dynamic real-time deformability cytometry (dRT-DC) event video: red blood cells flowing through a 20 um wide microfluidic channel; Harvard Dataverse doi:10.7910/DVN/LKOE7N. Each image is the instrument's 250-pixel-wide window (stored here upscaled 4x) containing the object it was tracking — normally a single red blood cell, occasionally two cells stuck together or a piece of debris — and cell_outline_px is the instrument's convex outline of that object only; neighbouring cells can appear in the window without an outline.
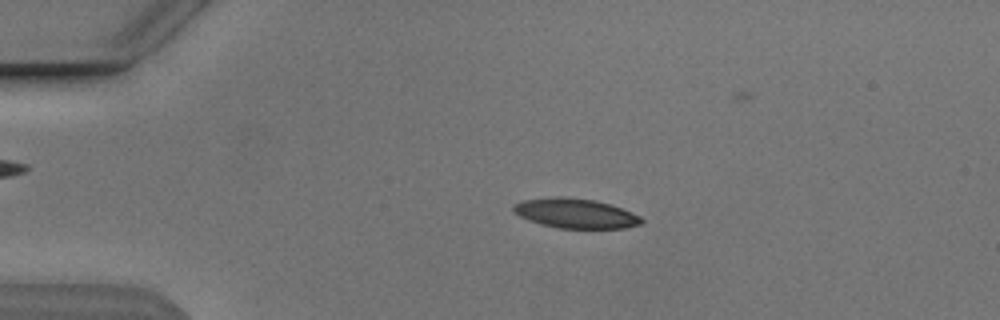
{"species": "Egyptian fruit bat (a non-hibernating species)", "species_latin": "Rousettus aegyptiacus", "temperature_condition": "cold", "stored_images_in_passage": 20, "camera_frame_rate_fps": 3000, "um_per_image_px": 0.085, "animal": {"sex": "male"}, "frame": {"image": 1, "passage_image": 11, "time_ms": 3.333, "image_size_px": [1000, 320], "cell_outline_px": [[644, 220], [640, 224], [624, 228], [560, 228], [540, 224], [528, 220], [512, 212], [512, 204], [524, 200], [560, 196], [564, 196], [596, 200], [632, 212], [640, 216]], "centroid_in_image_um": [48.88, 18.13], "position_along_channel_um": 36.1, "area_um2": 22.14}}
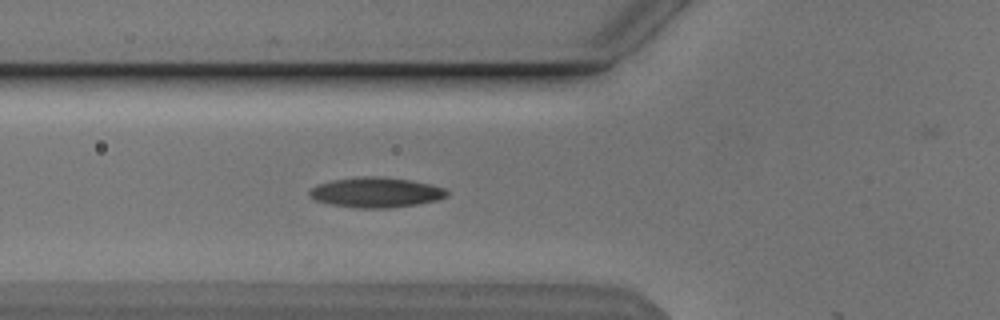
{"frame": {"image": 2, "passage_image": 19, "time_ms": 6.0, "image_size_px": [1000, 320], "cell_outline_px": [[448, 196], [436, 200], [420, 204], [388, 208], [360, 208], [332, 204], [316, 200], [308, 196], [308, 192], [316, 184], [332, 180], [364, 176], [380, 176], [412, 180], [444, 188], [448, 192]], "centroid_in_image_um": [31.95, 16.35], "position_along_channel_um": 93.8, "area_um2": 24.1}}